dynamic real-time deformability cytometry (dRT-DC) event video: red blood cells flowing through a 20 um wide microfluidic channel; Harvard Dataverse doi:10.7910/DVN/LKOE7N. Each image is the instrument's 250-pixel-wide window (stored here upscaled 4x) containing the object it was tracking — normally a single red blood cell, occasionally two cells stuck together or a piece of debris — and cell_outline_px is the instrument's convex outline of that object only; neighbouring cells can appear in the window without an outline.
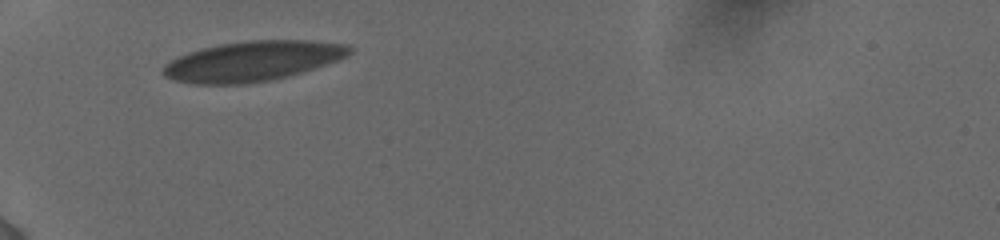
{"species": "human", "species_latin": "Homo sapiens", "temperature_condition": "cold", "stored_images_in_passage": 21, "camera_frame_rate_fps": 3000, "um_per_image_px": 0.085, "donor": {"sex": "female"}, "frame": {"image": 1, "passage_image": 1, "time_ms": 0.0, "image_size_px": [1000, 240], "cell_outline_px": [[352, 52], [348, 56], [288, 76], [268, 80], [244, 84], [192, 84], [172, 80], [164, 76], [160, 72], [164, 64], [188, 52], [200, 48], [220, 44], [248, 40], [312, 40], [344, 44], [352, 48]], "centroid_in_image_um": [21.4, 5.19], "position_along_channel_um": 63.6, "area_um2": 43.35}}
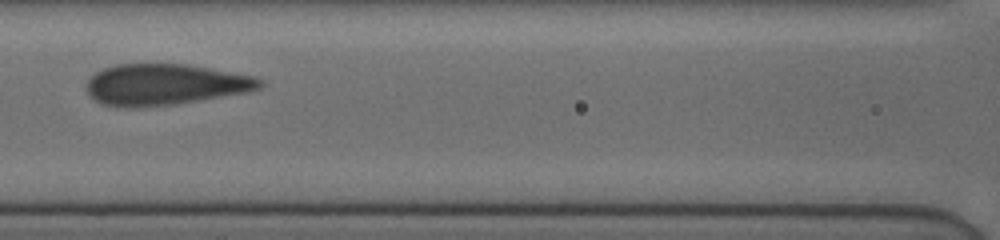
{"frame": {"image": 2, "passage_image": 16, "time_ms": 2.667, "image_size_px": [1000, 240], "cell_outline_px": [[264, 84], [260, 88], [244, 92], [200, 100], [176, 104], [140, 108], [124, 108], [100, 104], [84, 88], [84, 84], [96, 72], [104, 68], [116, 64], [188, 64], [252, 76], [260, 80]], "centroid_in_image_um": [13.95, 7.2], "position_along_channel_um": 152.7, "area_um2": 41.56}}
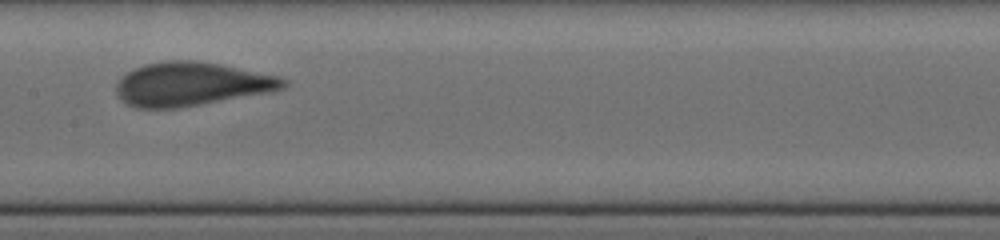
{"frame": {"image": 3, "passage_image": 20, "time_ms": 3.667, "image_size_px": [1000, 240], "cell_outline_px": [[288, 84], [284, 88], [268, 92], [200, 104], [176, 108], [136, 108], [120, 100], [116, 92], [116, 84], [120, 76], [144, 64], [164, 60], [196, 60], [220, 64], [276, 76], [288, 80]], "centroid_in_image_um": [16.21, 7.14], "position_along_channel_um": 191.2, "area_um2": 42.31}}